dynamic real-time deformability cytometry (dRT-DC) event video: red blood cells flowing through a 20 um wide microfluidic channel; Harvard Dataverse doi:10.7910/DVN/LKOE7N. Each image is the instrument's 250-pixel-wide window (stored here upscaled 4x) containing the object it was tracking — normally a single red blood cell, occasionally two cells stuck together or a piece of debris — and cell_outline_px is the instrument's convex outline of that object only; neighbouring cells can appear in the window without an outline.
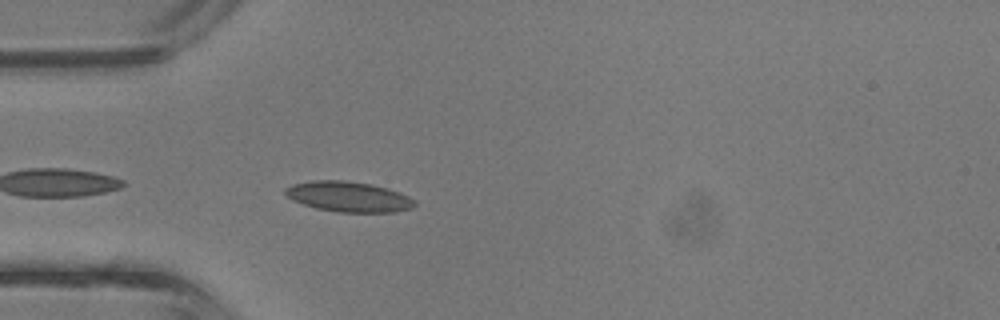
{"species": "common noctule bat (a hibernating species)", "species_latin": "Nyctalus noctula", "temperature_condition": "room temperature", "stored_images_in_passage": 28, "camera_frame_rate_fps": 3000, "um_per_image_px": 0.085, "animal": {"sex": "male", "body_mass_g": 13.3}, "frame": {"image": 1, "passage_image": 2, "time_ms": 0.333, "image_size_px": [1000, 320], "cell_outline_px": [[416, 204], [412, 208], [396, 212], [340, 212], [316, 208], [292, 200], [284, 192], [284, 188], [292, 184], [312, 180], [344, 180], [372, 184], [388, 188], [400, 192], [416, 200]], "centroid_in_image_um": [29.65, 16.71], "position_along_channel_um": 55.4, "area_um2": 23.0}}
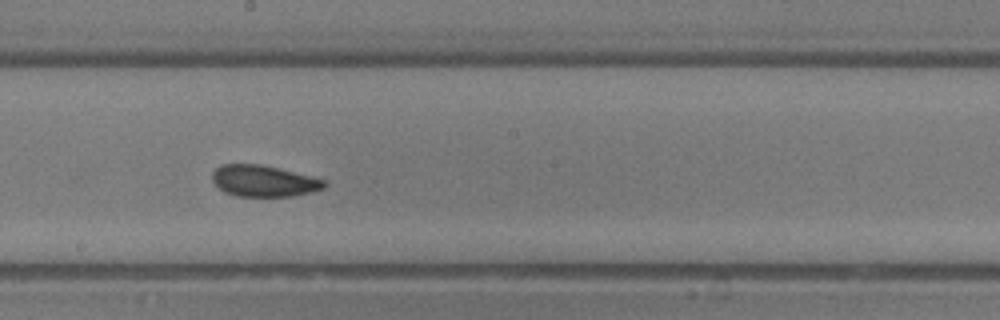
{"frame": {"image": 2, "passage_image": 13, "time_ms": 4.0, "image_size_px": [1000, 320], "cell_outline_px": [[328, 184], [324, 188], [312, 192], [292, 196], [236, 196], [224, 192], [212, 180], [212, 172], [220, 164], [260, 164], [324, 180]], "centroid_in_image_um": [22.38, 15.39], "position_along_channel_um": 225.8, "area_um2": 20.23}}
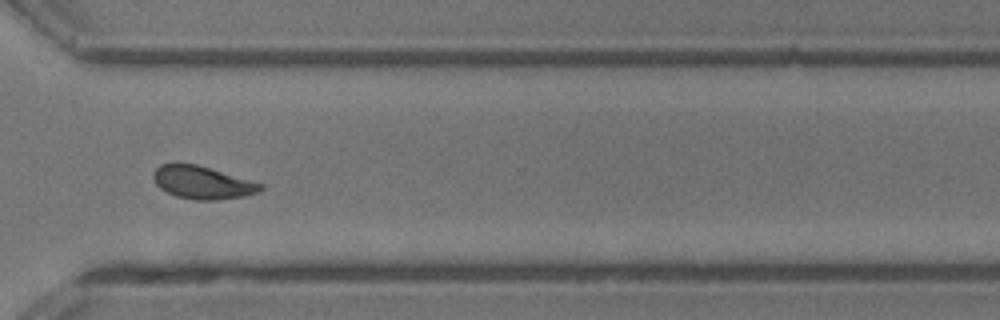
{"frame": {"image": 3, "passage_image": 21, "time_ms": 6.667, "image_size_px": [1000, 320], "cell_outline_px": [[264, 188], [260, 192], [244, 196], [216, 200], [196, 200], [176, 196], [160, 188], [156, 184], [152, 176], [152, 172], [160, 164], [176, 160], [196, 164], [264, 184]], "centroid_in_image_um": [17.16, 15.48], "position_along_channel_um": 353.4, "area_um2": 20.92}, "authors_computed_cell_mechanics": {"area_um2": 20.519, "velocity_mm_per_s": 4.8039, "shape_relaxation_time_tau1_ms": 3.5812, "shape_relaxation_time_tau2_ms": 1.0742, "deformation_change_tau1": 0.1031, "deformation_change_tau2": 0.0382}}